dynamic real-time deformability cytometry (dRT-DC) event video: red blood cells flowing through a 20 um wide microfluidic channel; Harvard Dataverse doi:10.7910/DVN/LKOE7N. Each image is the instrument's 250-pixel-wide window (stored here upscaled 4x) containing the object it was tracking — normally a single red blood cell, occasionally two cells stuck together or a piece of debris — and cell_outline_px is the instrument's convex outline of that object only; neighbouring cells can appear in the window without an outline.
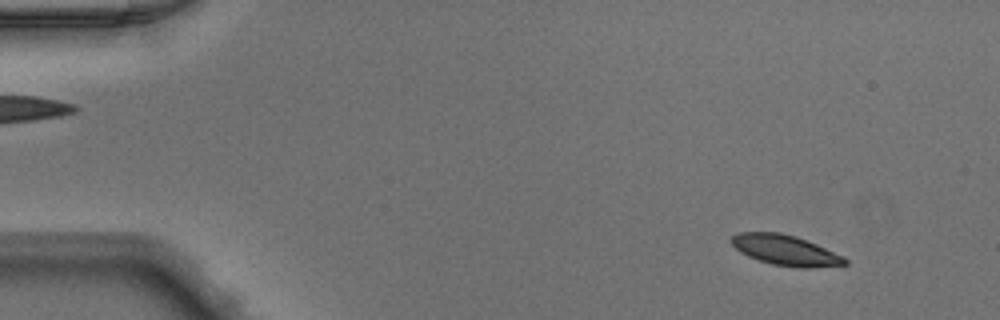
{"species": "Egyptian fruit bat (a non-hibernating species)", "species_latin": "Rousettus aegyptiacus", "temperature_condition": "warm", "stored_images_in_passage": 50, "camera_frame_rate_fps": 3000, "um_per_image_px": 0.085, "animal": {"sex": "male"}, "frame": {"image": 1, "passage_image": 5, "time_ms": 1.333, "image_size_px": [1000, 320], "cell_outline_px": [[848, 264], [812, 268], [800, 268], [772, 264], [748, 256], [740, 252], [732, 244], [732, 236], [736, 232], [780, 232], [796, 236], [816, 244], [844, 256], [848, 260]], "centroid_in_image_um": [66.78, 21.27], "position_along_channel_um": 18.2, "area_um2": 20.06}}
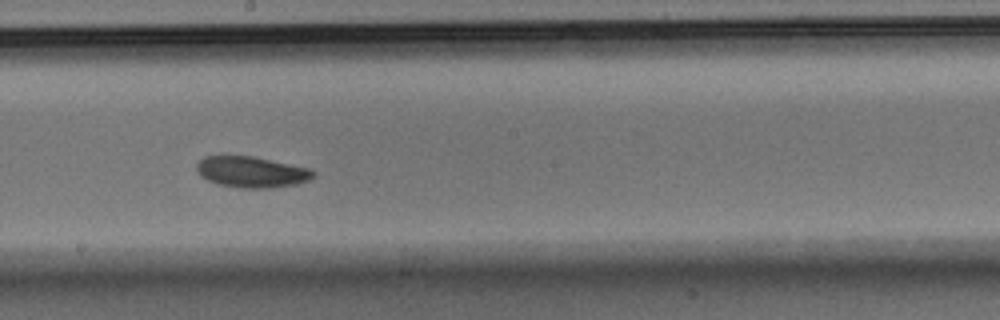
{"frame": {"image": 2, "passage_image": 28, "time_ms": 9.0, "image_size_px": [1000, 320], "cell_outline_px": [[316, 176], [308, 180], [296, 184], [272, 188], [240, 188], [216, 184], [200, 176], [196, 172], [196, 164], [204, 156], [220, 152], [224, 152], [252, 156], [308, 168], [316, 172]], "centroid_in_image_um": [21.28, 14.58], "position_along_channel_um": 226.9, "area_um2": 21.91}}
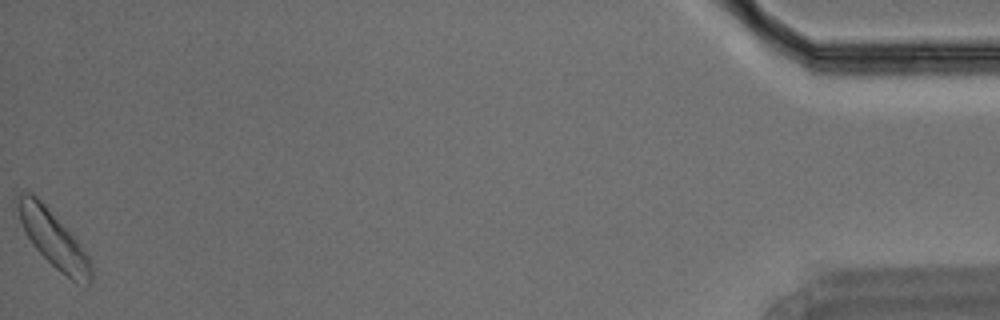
{"frame": {"image": 3, "passage_image": 50, "time_ms": 16.333, "image_size_px": [1000, 320], "cell_outline_px": [[92, 280], [88, 284], [72, 280], [56, 268], [32, 244], [20, 220], [16, 196], [20, 192], [32, 192], [68, 228], [80, 244], [88, 256], [92, 264]], "centroid_in_image_um": [4.56, 20.29], "position_along_channel_um": 430.6, "area_um2": 23.64}}